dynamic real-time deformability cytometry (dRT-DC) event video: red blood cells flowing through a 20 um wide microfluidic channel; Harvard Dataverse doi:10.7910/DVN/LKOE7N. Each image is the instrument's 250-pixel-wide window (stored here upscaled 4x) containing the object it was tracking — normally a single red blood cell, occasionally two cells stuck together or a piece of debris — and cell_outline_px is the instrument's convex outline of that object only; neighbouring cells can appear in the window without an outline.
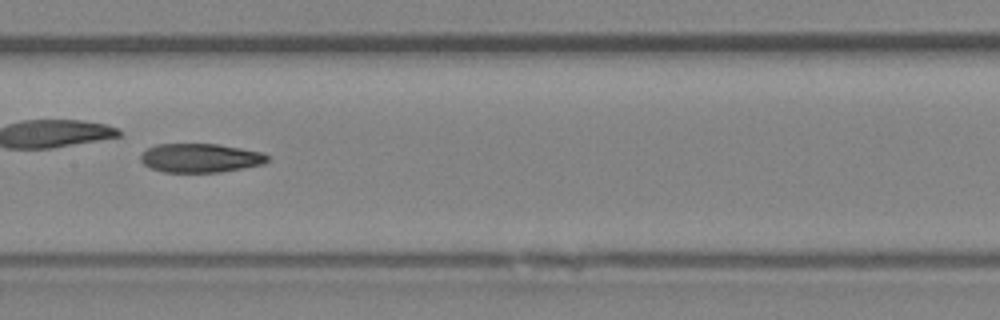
{"species": "Egyptian fruit bat (a non-hibernating species)", "species_latin": "Rousettus aegyptiacus", "temperature_condition": "room temperature", "stored_images_in_passage": 42, "camera_frame_rate_fps": 3000, "um_per_image_px": 0.085, "animal": {"sex": "female"}, "frame": {"image": 1, "passage_image": 24, "time_ms": 7.667, "image_size_px": [1000, 320], "cell_outline_px": [[268, 160], [264, 164], [244, 168], [220, 172], [164, 172], [152, 168], [144, 164], [140, 160], [140, 156], [148, 148], [156, 144], [216, 144], [264, 152], [268, 156]], "centroid_in_image_um": [17.05, 13.43], "position_along_channel_um": 190.3, "area_um2": 21.33}}